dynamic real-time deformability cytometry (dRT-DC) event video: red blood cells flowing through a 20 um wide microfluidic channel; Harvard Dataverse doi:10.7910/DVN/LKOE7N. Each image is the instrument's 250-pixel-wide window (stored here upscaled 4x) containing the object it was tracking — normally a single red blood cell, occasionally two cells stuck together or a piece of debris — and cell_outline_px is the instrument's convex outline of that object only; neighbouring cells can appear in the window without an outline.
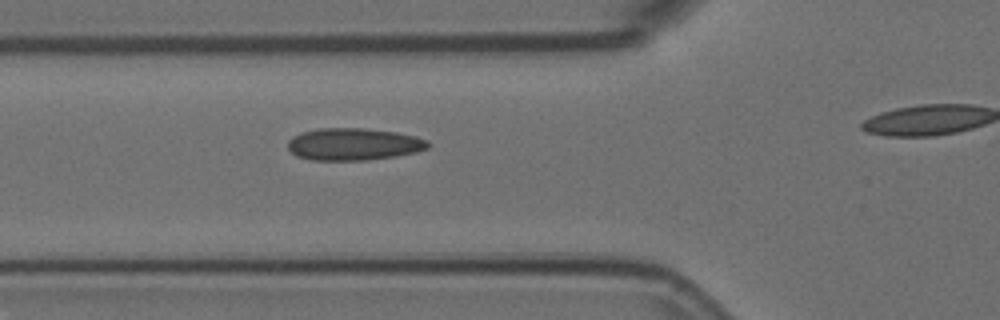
{"species": "Egyptian fruit bat (a non-hibernating species)", "species_latin": "Rousettus aegyptiacus", "temperature_condition": "room temperature", "stored_images_in_passage": 3, "segment_of_instrument_passage": [1, 2], "camera_frame_rate_fps": 3000, "um_per_image_px": 0.085, "animal": {"sex": "female"}, "frame": {"image": 1, "passage_image": 2, "time_ms": 0.333, "image_size_px": [1000, 320], "cell_outline_px": [[432, 144], [428, 148], [416, 152], [396, 156], [364, 160], [312, 160], [296, 156], [288, 148], [288, 140], [292, 136], [300, 132], [320, 128], [364, 128], [396, 132], [416, 136], [428, 140]], "centroid_in_image_um": [30.06, 12.25], "position_along_channel_um": 95.7, "area_um2": 26.47}}